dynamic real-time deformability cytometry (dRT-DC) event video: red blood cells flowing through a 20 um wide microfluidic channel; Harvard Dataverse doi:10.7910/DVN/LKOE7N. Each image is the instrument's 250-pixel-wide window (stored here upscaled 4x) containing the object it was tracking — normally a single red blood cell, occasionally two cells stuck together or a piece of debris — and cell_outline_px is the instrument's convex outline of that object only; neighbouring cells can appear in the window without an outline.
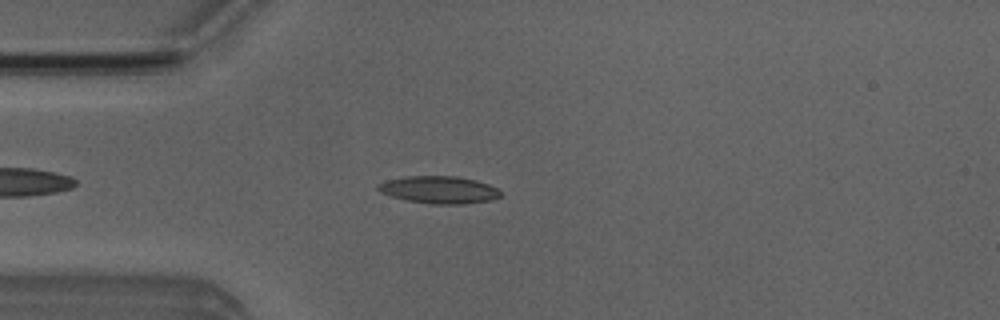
{"species": "Egyptian fruit bat (a non-hibernating species)", "species_latin": "Rousettus aegyptiacus", "temperature_condition": "room temperature", "stored_images_in_passage": 44, "camera_frame_rate_fps": 3000, "um_per_image_px": 0.085, "animal": {"sex": "male"}, "frame": {"image": 1, "passage_image": 6, "time_ms": 1.667, "image_size_px": [1000, 320], "cell_outline_px": [[500, 196], [492, 200], [464, 204], [432, 204], [408, 200], [392, 196], [380, 192], [376, 188], [376, 184], [388, 180], [408, 176], [456, 176], [476, 180], [488, 184], [496, 188], [500, 192]], "centroid_in_image_um": [37.32, 16.13], "position_along_channel_um": 47.7, "area_um2": 19.42}}
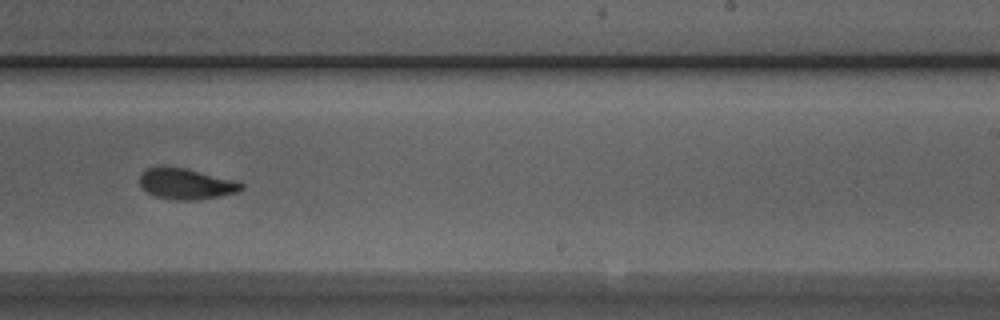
{"frame": {"image": 2, "passage_image": 24, "time_ms": 7.667, "image_size_px": [1000, 320], "cell_outline_px": [[244, 188], [236, 192], [196, 200], [176, 200], [156, 196], [148, 192], [140, 184], [140, 176], [148, 168], [156, 164], [164, 164], [184, 168], [240, 180], [244, 184]], "centroid_in_image_um": [15.84, 15.58], "position_along_channel_um": 273.2, "area_um2": 18.55}}
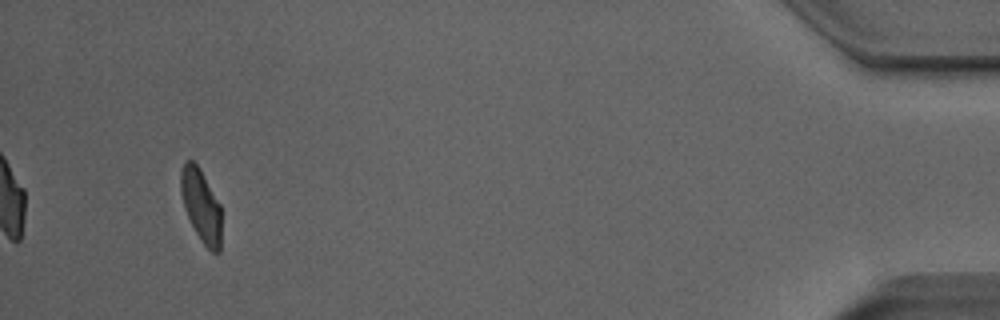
{"frame": {"image": 3, "passage_image": 41, "time_ms": 13.333, "image_size_px": [1000, 320], "cell_outline_px": [[220, 252], [212, 252], [200, 240], [184, 208], [180, 192], [180, 172], [184, 160], [192, 160], [200, 168], [220, 204]], "centroid_in_image_um": [17.07, 17.43], "position_along_channel_um": 418.1, "area_um2": 17.17}, "authors_computed_cell_mechanics": {"area_um2": 18.6116, "velocity_mm_per_s": 3.9698, "shape_relaxation_time_tau1_ms": 4.5492, "shape_relaxation_time_tau2_ms": 1.7207, "deformation_change_tau1": 0.1485, "deformation_change_tau2": 0.0775}}